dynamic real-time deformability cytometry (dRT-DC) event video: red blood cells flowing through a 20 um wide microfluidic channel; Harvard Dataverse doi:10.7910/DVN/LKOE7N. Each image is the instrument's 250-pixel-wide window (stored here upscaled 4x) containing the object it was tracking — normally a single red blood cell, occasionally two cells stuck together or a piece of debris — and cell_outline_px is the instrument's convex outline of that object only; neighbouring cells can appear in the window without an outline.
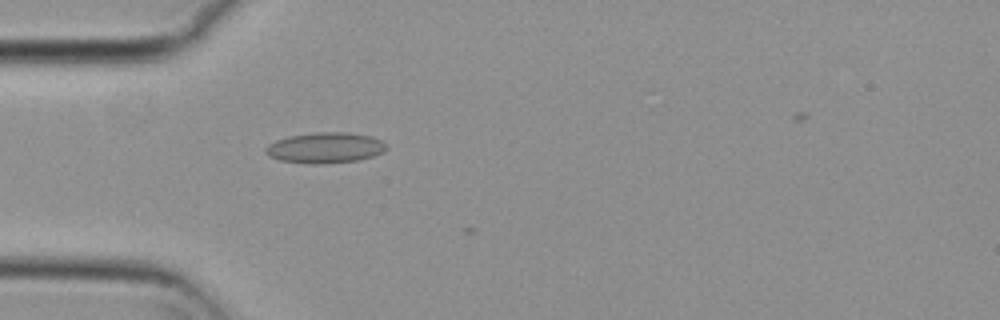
{"species": "common noctule bat (a hibernating species)", "species_latin": "Nyctalus noctula", "temperature_condition": "cold", "stored_images_in_passage": 4, "camera_frame_rate_fps": 3000, "um_per_image_px": 0.085, "animal": {"sex": "female", "body_mass_g": 29.2, "forearm_length_mm": 56.3}, "frame": {"image": 1, "passage_image": 3, "time_ms": 0.667, "image_size_px": [1000, 320], "cell_outline_px": [[388, 148], [384, 152], [372, 156], [356, 160], [320, 164], [312, 164], [280, 160], [268, 156], [264, 152], [264, 148], [268, 144], [276, 140], [288, 136], [316, 132], [348, 132], [372, 136], [388, 144]], "centroid_in_image_um": [27.64, 12.55], "position_along_channel_um": 57.4, "area_um2": 21.73}}